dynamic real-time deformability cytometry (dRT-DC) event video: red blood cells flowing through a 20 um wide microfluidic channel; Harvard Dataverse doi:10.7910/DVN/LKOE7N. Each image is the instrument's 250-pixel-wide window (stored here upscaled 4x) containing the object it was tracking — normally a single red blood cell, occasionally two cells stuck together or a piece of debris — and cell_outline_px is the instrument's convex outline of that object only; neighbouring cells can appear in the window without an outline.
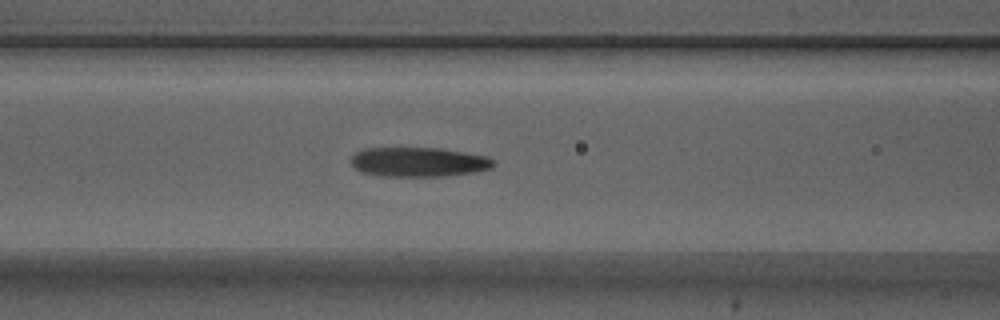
{"species": "Egyptian fruit bat (a non-hibernating species)", "species_latin": "Rousettus aegyptiacus", "temperature_condition": "warm", "stored_images_in_passage": 30, "camera_frame_rate_fps": 3000, "um_per_image_px": 0.085, "animal": {"sex": "male"}, "frame": {"image": 1, "passage_image": 3, "time_ms": 0.667, "image_size_px": [1000, 320], "cell_outline_px": [[496, 164], [492, 168], [472, 172], [444, 176], [380, 176], [360, 172], [352, 164], [352, 156], [356, 152], [364, 148], [440, 148], [488, 156], [496, 160]], "centroid_in_image_um": [35.61, 13.77], "position_along_channel_um": 131.0, "area_um2": 24.57}}
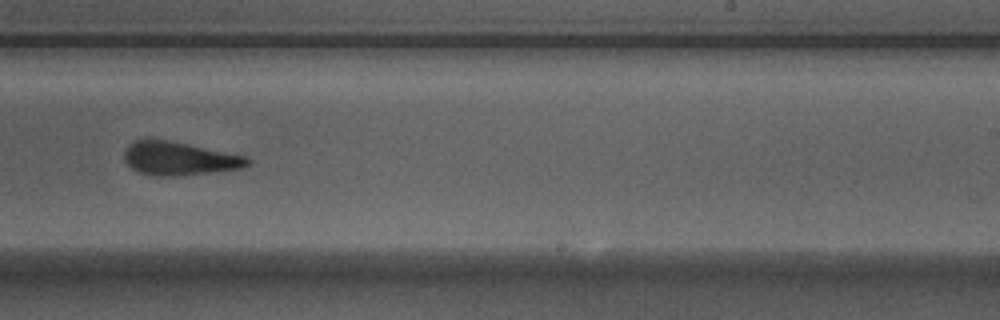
{"frame": {"image": 2, "passage_image": 14, "time_ms": 4.333, "image_size_px": [1000, 320], "cell_outline_px": [[252, 160], [248, 164], [240, 168], [176, 176], [152, 176], [140, 172], [132, 168], [124, 160], [124, 148], [128, 144], [136, 140], [168, 140], [248, 156]], "centroid_in_image_um": [15.21, 13.47], "position_along_channel_um": 273.8, "area_um2": 23.81}}
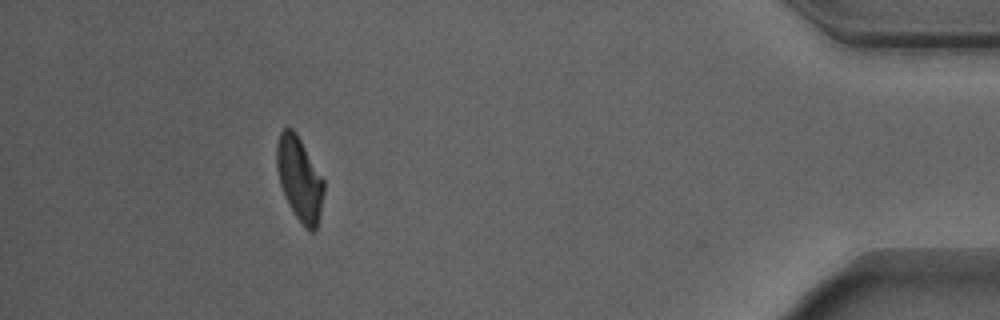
{"frame": {"image": 3, "passage_image": 29, "time_ms": 9.333, "image_size_px": [1000, 320], "cell_outline_px": [[324, 192], [320, 212], [316, 228], [312, 232], [304, 228], [296, 216], [280, 184], [276, 168], [276, 144], [280, 132], [284, 128], [292, 128], [296, 132], [324, 180]], "centroid_in_image_um": [25.45, 15.17], "position_along_channel_um": 409.7, "area_um2": 22.72}, "authors_computed_cell_mechanics": {"area_um2": 24.5939, "velocity_mm_per_s": 3.8944, "shape_relaxation_time_tau1_ms": 3.1836, "shape_relaxation_time_tau2_ms": 1.6268, "deformation_change_tau1": 0.1209, "deformation_change_tau2": 0.0897}}